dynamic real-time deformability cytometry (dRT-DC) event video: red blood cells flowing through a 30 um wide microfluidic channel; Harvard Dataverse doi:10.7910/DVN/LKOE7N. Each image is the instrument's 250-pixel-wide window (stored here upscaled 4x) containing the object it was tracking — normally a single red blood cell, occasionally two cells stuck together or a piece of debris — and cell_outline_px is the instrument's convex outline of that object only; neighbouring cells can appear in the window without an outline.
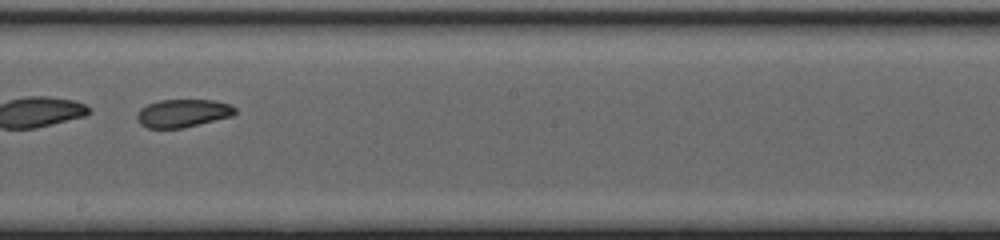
{"species": "common noctule bat (a hibernating species)", "species_latin": "Nyctalus noctula", "temperature_condition": "cold", "stored_images_in_passage": 46, "camera_frame_rate_fps": 3000, "um_per_image_px": 0.085, "animal": {"sex": "female", "body_mass_g": 20.0, "forearm_length_mm": 54.0}, "frame": {"image": 1, "passage_image": 27, "time_ms": 8.667, "image_size_px": [1000, 240], "cell_outline_px": [[236, 112], [232, 116], [184, 128], [148, 128], [140, 124], [136, 116], [140, 108], [148, 104], [160, 100], [216, 100], [232, 104], [236, 108]], "centroid_in_image_um": [15.57, 9.62], "position_along_channel_um": 232.6, "area_um2": 16.13}}
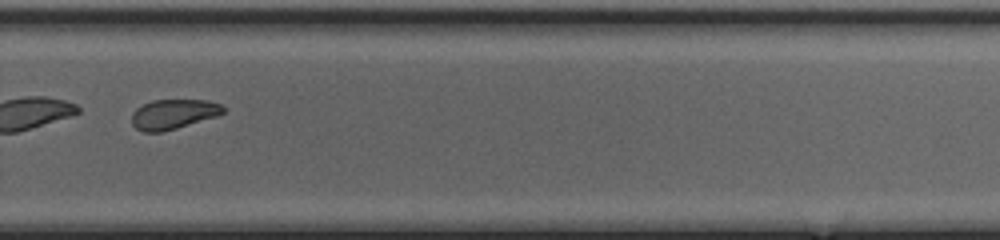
{"frame": {"image": 2, "passage_image": 33, "time_ms": 10.667, "image_size_px": [1000, 240], "cell_outline_px": [[224, 112], [216, 116], [176, 128], [160, 132], [144, 132], [136, 128], [132, 124], [132, 112], [136, 108], [152, 100], [208, 100], [220, 104], [224, 108]], "centroid_in_image_um": [14.71, 9.69], "position_along_channel_um": 315.1, "area_um2": 15.72}, "authors_computed_cell_mechanics": {"area_um2": 23.4379, "velocity_mm_per_s": 4.1333, "shape_relaxation_time_tau1_ms": null, "shape_relaxation_time_tau2_ms": 2.5804, "deformation_change_tau1": null, "deformation_change_tau2": 0.0784}}